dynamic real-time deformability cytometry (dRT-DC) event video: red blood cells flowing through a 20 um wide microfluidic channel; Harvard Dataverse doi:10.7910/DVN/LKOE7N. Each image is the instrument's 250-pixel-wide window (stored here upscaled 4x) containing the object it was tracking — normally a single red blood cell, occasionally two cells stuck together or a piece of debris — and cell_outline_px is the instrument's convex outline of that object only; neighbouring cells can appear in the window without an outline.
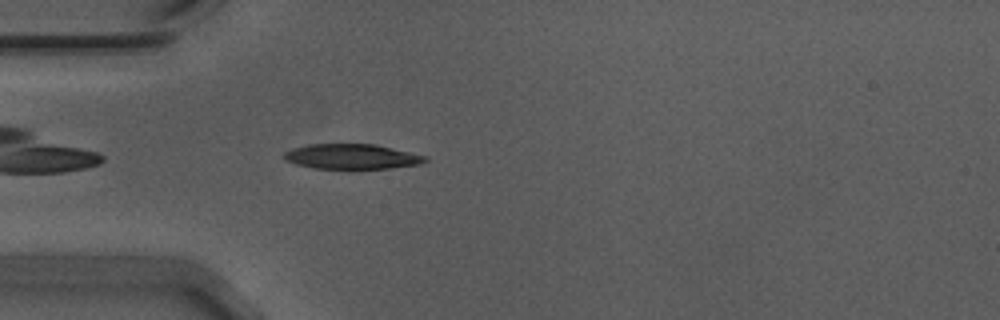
{"species": "Egyptian fruit bat (a non-hibernating species)", "species_latin": "Rousettus aegyptiacus", "temperature_condition": "warm", "stored_images_in_passage": 37, "camera_frame_rate_fps": 3000, "um_per_image_px": 0.085, "animal": {"sex": "male"}, "frame": {"image": 1, "passage_image": 3, "time_ms": 0.667, "image_size_px": [1000, 320], "cell_outline_px": [[428, 160], [420, 164], [388, 168], [312, 168], [296, 164], [284, 160], [284, 152], [292, 148], [308, 144], [376, 144], [428, 156]], "centroid_in_image_um": [29.9, 13.3], "position_along_channel_um": 55.1, "area_um2": 20.58}}
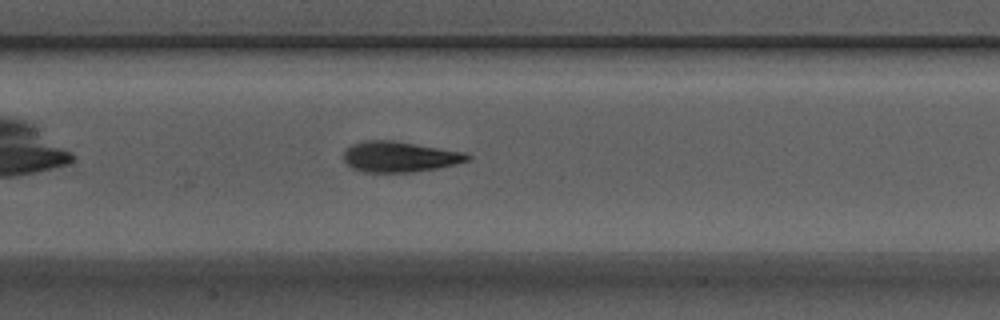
{"frame": {"image": 2, "passage_image": 13, "time_ms": 4.0, "image_size_px": [1000, 320], "cell_outline_px": [[472, 160], [440, 168], [412, 172], [364, 172], [352, 168], [344, 160], [344, 152], [352, 144], [364, 140], [392, 140], [464, 152], [472, 156]], "centroid_in_image_um": [34.0, 13.33], "position_along_channel_um": 173.4, "area_um2": 22.14}}
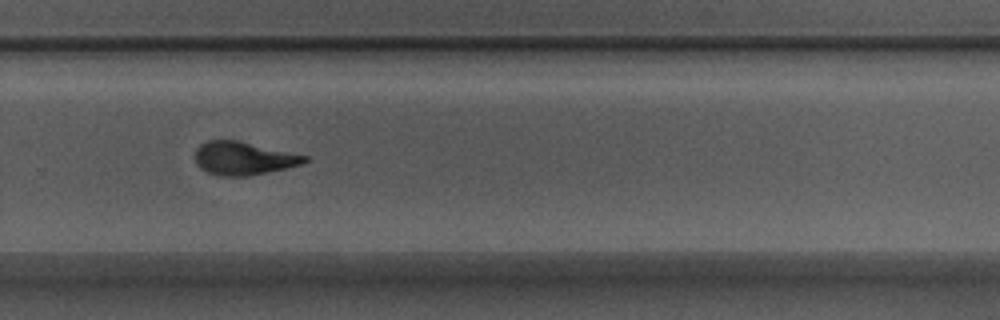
{"frame": {"image": 3, "passage_image": 24, "time_ms": 7.667, "image_size_px": [1000, 320], "cell_outline_px": [[308, 160], [300, 164], [288, 168], [248, 176], [220, 176], [208, 172], [200, 168], [196, 164], [196, 148], [200, 144], [208, 140], [236, 140], [308, 156]], "centroid_in_image_um": [20.68, 13.46], "position_along_channel_um": 309.1, "area_um2": 21.04}, "authors_computed_cell_mechanics": {"area_um2": 21.5594, "velocity_mm_per_s": 3.7111, "shape_relaxation_time_tau1_ms": 6.8369, "shape_relaxation_time_tau2_ms": 2.0066, "deformation_change_tau1": 0.2208, "deformation_change_tau2": 0.0898}}